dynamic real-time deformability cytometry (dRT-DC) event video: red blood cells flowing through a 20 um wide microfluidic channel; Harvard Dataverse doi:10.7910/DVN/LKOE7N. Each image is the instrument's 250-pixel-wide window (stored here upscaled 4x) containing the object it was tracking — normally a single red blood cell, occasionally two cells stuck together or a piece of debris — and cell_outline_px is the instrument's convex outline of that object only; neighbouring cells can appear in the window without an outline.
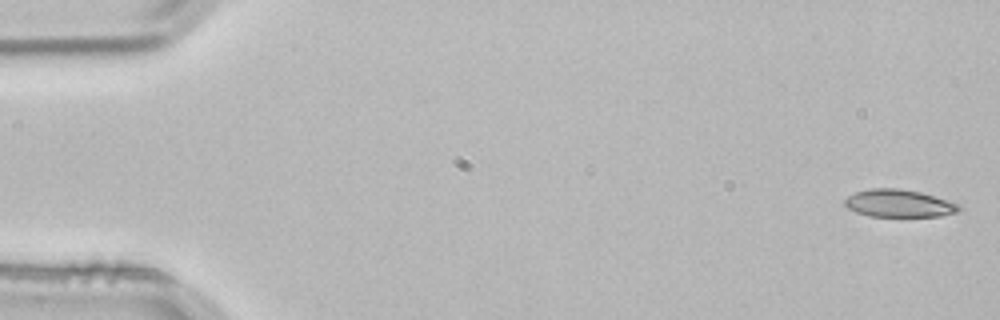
{"species": "common noctule bat (a hibernating species)", "species_latin": "Nyctalus noctula", "temperature_condition": "room temperature", "stored_images_in_passage": 4, "camera_frame_rate_fps": 3000, "um_per_image_px": 0.085, "animal": {"sex": "male", "body_mass_g": 21.5, "forearm_length_mm": 52.0}, "frame": {"image": 1, "passage_image": 1, "time_ms": 0.0, "image_size_px": [1000, 320], "cell_outline_px": [[964, 208], [956, 212], [940, 216], [868, 216], [856, 212], [848, 208], [844, 204], [844, 200], [848, 196], [856, 192], [868, 188], [900, 188], [920, 192], [948, 200], [960, 204]], "centroid_in_image_um": [76.42, 17.28], "position_along_channel_um": 8.6, "area_um2": 18.44}}
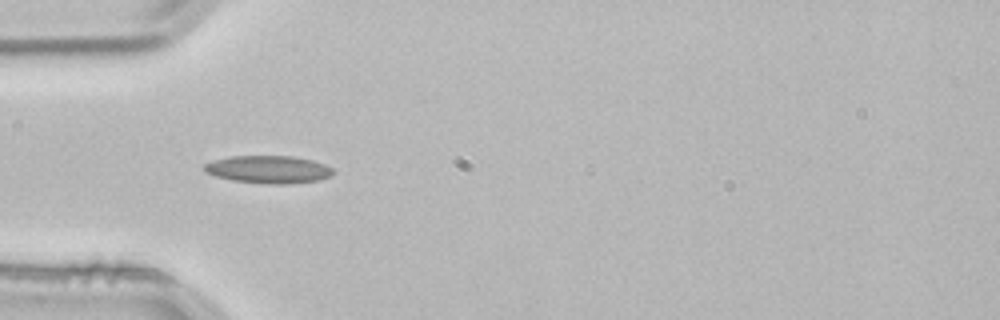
{"frame": {"image": 2, "passage_image": 4, "time_ms": 1.0, "image_size_px": [1000, 320], "cell_outline_px": [[336, 172], [332, 176], [320, 180], [284, 184], [268, 184], [232, 180], [216, 176], [204, 172], [204, 164], [212, 160], [228, 156], [292, 156], [312, 160], [324, 164], [332, 168]], "centroid_in_image_um": [22.83, 14.4], "position_along_channel_um": 62.2, "area_um2": 20.92}}